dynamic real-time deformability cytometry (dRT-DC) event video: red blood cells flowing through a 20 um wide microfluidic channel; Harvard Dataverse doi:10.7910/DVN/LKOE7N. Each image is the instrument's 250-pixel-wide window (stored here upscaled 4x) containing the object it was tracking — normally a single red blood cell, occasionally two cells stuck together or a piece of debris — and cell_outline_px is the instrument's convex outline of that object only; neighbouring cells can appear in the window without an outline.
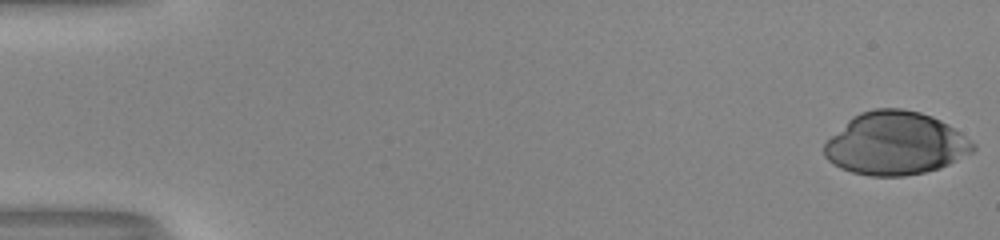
{"species": "human", "species_latin": "Homo sapiens", "temperature_condition": "room temperature", "stored_images_in_passage": 52, "camera_frame_rate_fps": 3000, "um_per_image_px": 0.085, "donor": {"sex": "male"}, "frame": {"image": 1, "passage_image": 1, "time_ms": 0.0, "image_size_px": [1000, 240], "cell_outline_px": [[976, 148], [972, 152], [940, 168], [924, 172], [904, 176], [872, 176], [852, 172], [840, 168], [832, 164], [824, 156], [824, 144], [852, 116], [860, 112], [876, 108], [904, 108], [920, 112], [932, 116], [948, 124], [960, 132], [976, 144]], "centroid_in_image_um": [76.11, 12.19], "position_along_channel_um": 8.9, "area_um2": 54.56}}
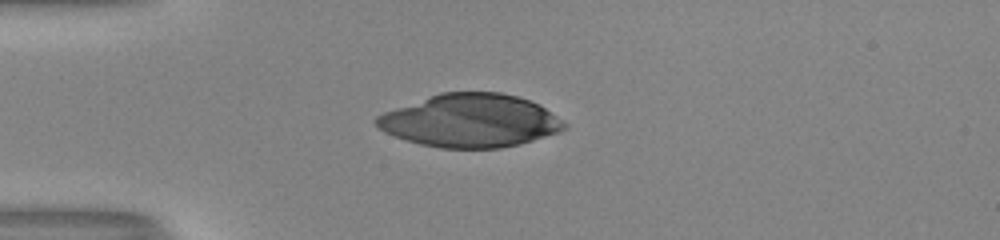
{"frame": {"image": 2, "passage_image": 15, "time_ms": 4.667, "image_size_px": [1000, 240], "cell_outline_px": [[568, 128], [560, 132], [520, 144], [500, 148], [440, 148], [420, 144], [384, 132], [372, 120], [376, 116], [384, 112], [440, 92], [500, 92], [516, 96], [540, 104], [568, 124]], "centroid_in_image_um": [40.0, 10.26], "position_along_channel_um": 45.0, "area_um2": 58.15}}